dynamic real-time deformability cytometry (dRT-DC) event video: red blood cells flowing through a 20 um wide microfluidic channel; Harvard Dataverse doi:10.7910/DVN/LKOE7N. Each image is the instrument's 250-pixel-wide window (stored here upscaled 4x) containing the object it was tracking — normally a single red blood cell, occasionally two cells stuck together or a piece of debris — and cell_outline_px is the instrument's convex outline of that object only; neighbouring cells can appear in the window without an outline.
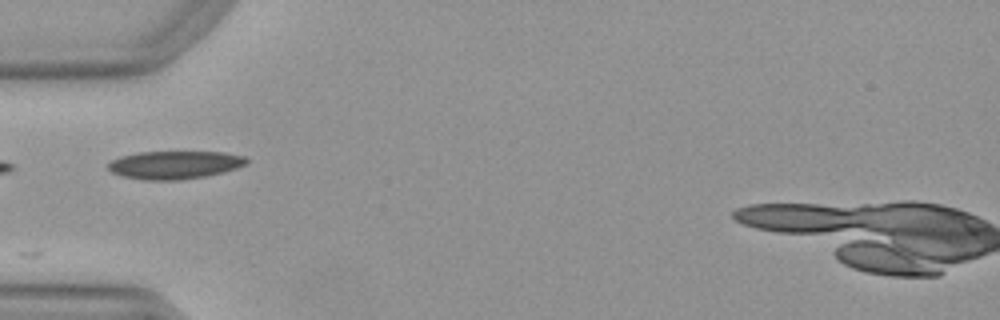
{"species": "Egyptian fruit bat (a non-hibernating species)", "species_latin": "Rousettus aegyptiacus", "temperature_condition": "warm", "stored_images_in_passage": 6, "camera_frame_rate_fps": 3000, "um_per_image_px": 0.085, "animal": {"sex": "female"}, "frame": {"image": 1, "passage_image": 1, "time_ms": 0.0, "image_size_px": [1000, 320], "cell_outline_px": [[248, 164], [224, 172], [204, 176], [180, 180], [144, 180], [124, 176], [112, 172], [108, 168], [108, 164], [112, 160], [120, 156], [140, 152], [224, 152], [244, 156], [248, 160]], "centroid_in_image_um": [14.87, 14.01], "position_along_channel_um": 70.1, "area_um2": 22.54}}